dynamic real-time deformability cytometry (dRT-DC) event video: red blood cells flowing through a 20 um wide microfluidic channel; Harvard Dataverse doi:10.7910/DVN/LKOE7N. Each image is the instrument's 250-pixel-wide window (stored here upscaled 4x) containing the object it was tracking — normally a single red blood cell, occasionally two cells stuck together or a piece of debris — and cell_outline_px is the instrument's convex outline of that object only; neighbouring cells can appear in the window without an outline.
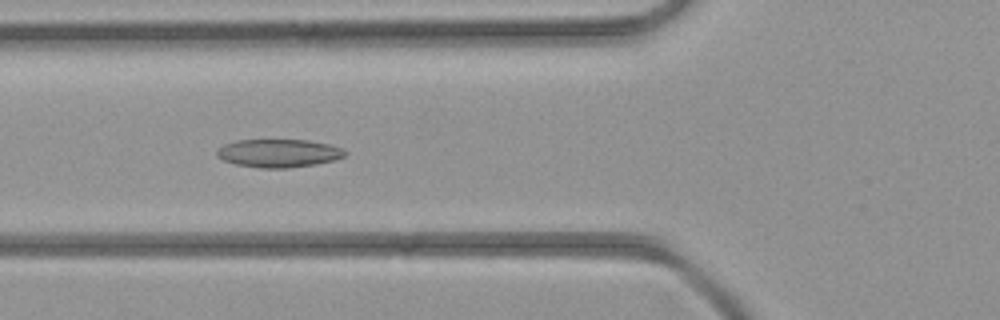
{"species": "common noctule bat (a hibernating species)", "species_latin": "Nyctalus noctula", "temperature_condition": "room temperature", "stored_images_in_passage": 45, "camera_frame_rate_fps": 3000, "um_per_image_px": 0.085, "animal": {"sex": "female", "body_mass_g": 21.9}, "frame": {"image": 1, "passage_image": 16, "time_ms": 5.0, "image_size_px": [1000, 320], "cell_outline_px": [[348, 152], [344, 156], [332, 160], [316, 164], [288, 168], [260, 168], [236, 164], [224, 160], [216, 156], [216, 148], [224, 144], [236, 140], [308, 140], [328, 144], [344, 148]], "centroid_in_image_um": [23.67, 13.01], "position_along_channel_um": 102.1, "area_um2": 21.1}}
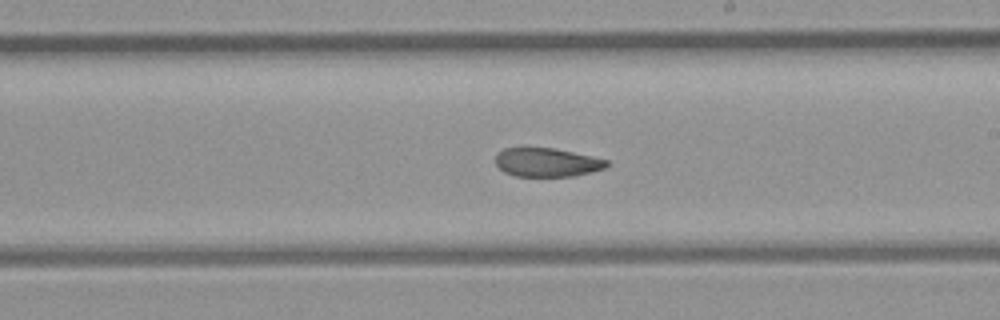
{"frame": {"image": 2, "passage_image": 25, "time_ms": 8.0, "image_size_px": [1000, 320], "cell_outline_px": [[608, 168], [572, 176], [516, 176], [504, 172], [496, 164], [496, 152], [504, 148], [520, 144], [524, 144], [552, 148], [592, 156], [608, 160]], "centroid_in_image_um": [46.42, 13.75], "position_along_channel_um": 242.6, "area_um2": 19.31}}
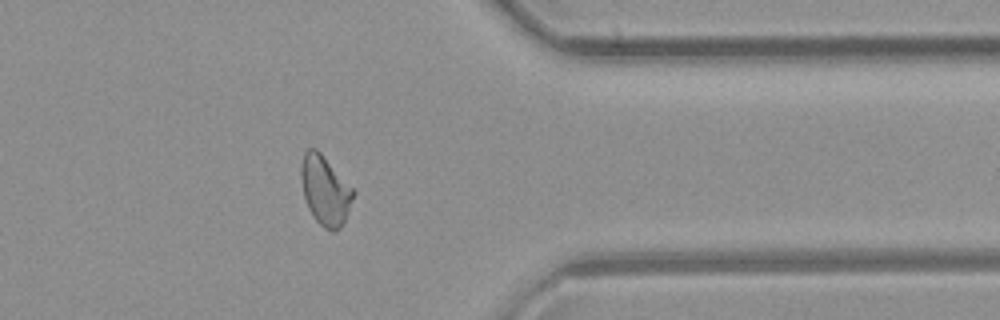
{"frame": {"image": 3, "passage_image": 35, "time_ms": 11.333, "image_size_px": [1000, 320], "cell_outline_px": [[356, 192], [344, 224], [340, 228], [332, 232], [324, 228], [312, 216], [308, 208], [304, 196], [300, 176], [300, 164], [304, 152], [308, 148], [316, 148], [320, 152]], "centroid_in_image_um": [27.63, 16.2], "position_along_channel_um": 383.8, "area_um2": 21.21}}